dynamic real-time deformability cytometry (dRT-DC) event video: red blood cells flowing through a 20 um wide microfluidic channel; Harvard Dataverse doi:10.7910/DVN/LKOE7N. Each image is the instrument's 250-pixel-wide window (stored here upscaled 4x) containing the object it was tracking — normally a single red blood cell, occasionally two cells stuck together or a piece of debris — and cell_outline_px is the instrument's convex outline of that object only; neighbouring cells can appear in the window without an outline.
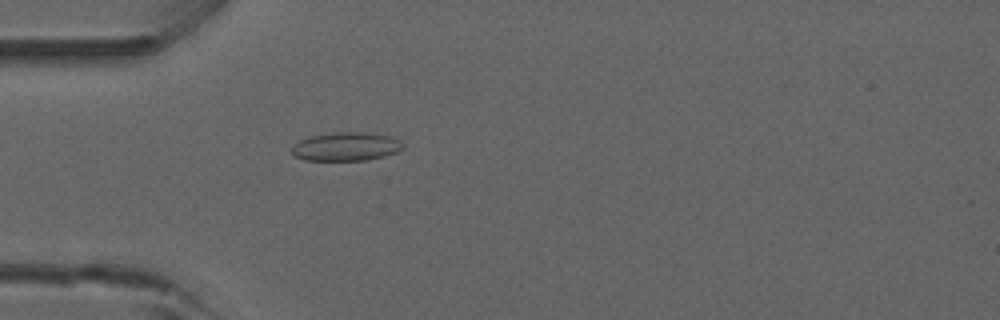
{"species": "common noctule bat (a hibernating species)", "species_latin": "Nyctalus noctula", "temperature_condition": "room temperature", "stored_images_in_passage": 53, "camera_frame_rate_fps": 3000, "um_per_image_px": 0.085, "animal": {"sex": "male", "forearm_length_mm": 52.5}, "frame": {"image": 1, "passage_image": 16, "time_ms": 5.0, "image_size_px": [1000, 320], "cell_outline_px": [[404, 148], [396, 152], [384, 156], [368, 160], [304, 160], [296, 156], [292, 152], [292, 144], [308, 136], [332, 132], [364, 132], [392, 136], [400, 140], [404, 144]], "centroid_in_image_um": [29.43, 12.44], "position_along_channel_um": 55.6, "area_um2": 18.73}}
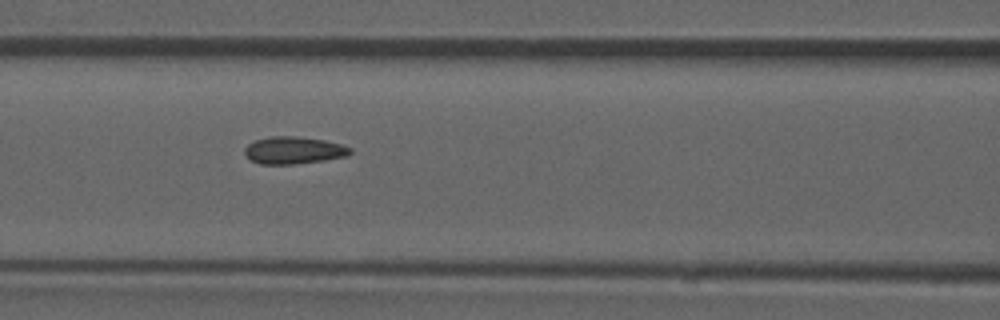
{"frame": {"image": 2, "passage_image": 23, "time_ms": 7.333, "image_size_px": [1000, 320], "cell_outline_px": [[352, 152], [348, 156], [324, 160], [296, 164], [260, 164], [252, 160], [244, 152], [244, 148], [248, 144], [256, 140], [272, 136], [296, 136], [324, 140], [340, 144], [352, 148]], "centroid_in_image_um": [24.99, 12.77], "position_along_channel_um": 141.6, "area_um2": 16.7}, "authors_computed_cell_mechanics": {"area_um2": 16.473, "velocity_mm_per_s": 3.9202, "shape_relaxation_time_tau1_ms": null, "shape_relaxation_time_tau2_ms": 1.9138, "deformation_change_tau1": null, "deformation_change_tau2": 0.081}}